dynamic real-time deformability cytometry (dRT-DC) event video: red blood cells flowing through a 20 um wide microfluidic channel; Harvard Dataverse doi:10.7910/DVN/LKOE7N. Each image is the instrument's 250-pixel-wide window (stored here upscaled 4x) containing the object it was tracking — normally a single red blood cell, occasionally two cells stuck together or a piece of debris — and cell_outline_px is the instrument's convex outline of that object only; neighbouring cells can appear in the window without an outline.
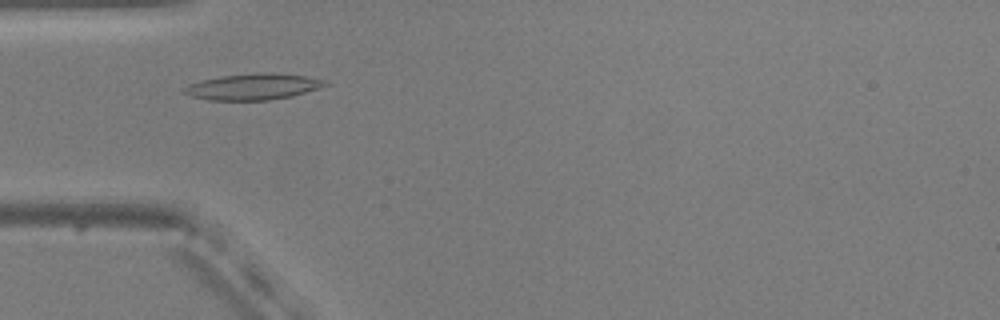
{"species": "common noctule bat (a hibernating species)", "species_latin": "Nyctalus noctula", "temperature_condition": "warm", "stored_images_in_passage": 49, "camera_frame_rate_fps": 3000, "um_per_image_px": 0.085, "animal": {"sex": "male", "body_mass_g": 20.5, "forearm_length_mm": 52.5}, "frame": {"image": 1, "passage_image": 12, "time_ms": 3.667, "image_size_px": [1000, 320], "cell_outline_px": [[328, 84], [320, 88], [292, 96], [268, 100], [208, 100], [188, 96], [184, 92], [184, 88], [188, 84], [220, 76], [264, 72], [272, 72], [304, 76], [328, 80]], "centroid_in_image_um": [21.53, 7.37], "position_along_channel_um": 63.5, "area_um2": 21.5}}
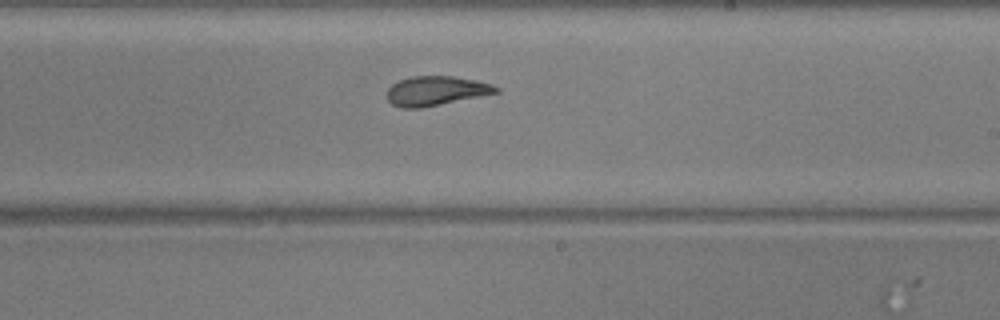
{"frame": {"image": 2, "passage_image": 27, "time_ms": 8.667, "image_size_px": [1000, 320], "cell_outline_px": [[500, 92], [420, 108], [400, 108], [392, 104], [388, 100], [388, 88], [392, 84], [400, 80], [412, 76], [452, 76], [476, 80], [492, 84], [500, 88]], "centroid_in_image_um": [37.06, 7.72], "position_along_channel_um": 251.9, "area_um2": 18.55}}
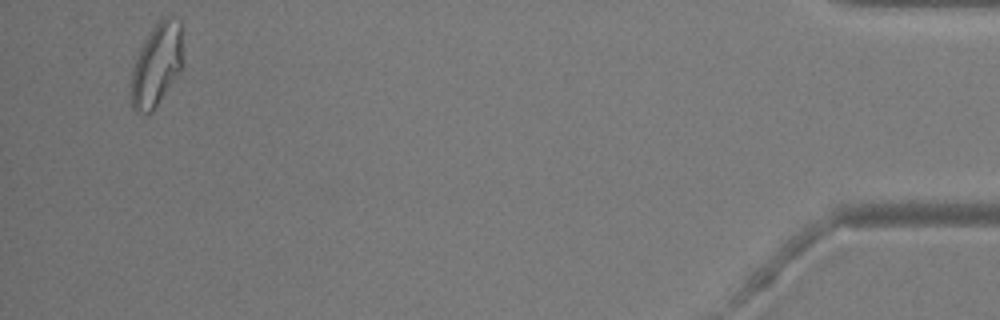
{"frame": {"image": 3, "passage_image": 47, "time_ms": 15.333, "image_size_px": [1000, 320], "cell_outline_px": [[180, 72], [152, 112], [148, 116], [144, 116], [132, 108], [132, 68], [140, 48], [148, 32], [164, 16], [172, 16], [180, 20]], "centroid_in_image_um": [13.28, 5.53], "position_along_channel_um": 421.9, "area_um2": 24.57}, "authors_computed_cell_mechanics": {"area_um2": 19.941, "velocity_mm_per_s": 3.7744, "shape_relaxation_time_tau1_ms": 4.0417, "shape_relaxation_time_tau2_ms": 1.9292, "deformation_change_tau1": 0.1658, "deformation_change_tau2": 0.0746}}